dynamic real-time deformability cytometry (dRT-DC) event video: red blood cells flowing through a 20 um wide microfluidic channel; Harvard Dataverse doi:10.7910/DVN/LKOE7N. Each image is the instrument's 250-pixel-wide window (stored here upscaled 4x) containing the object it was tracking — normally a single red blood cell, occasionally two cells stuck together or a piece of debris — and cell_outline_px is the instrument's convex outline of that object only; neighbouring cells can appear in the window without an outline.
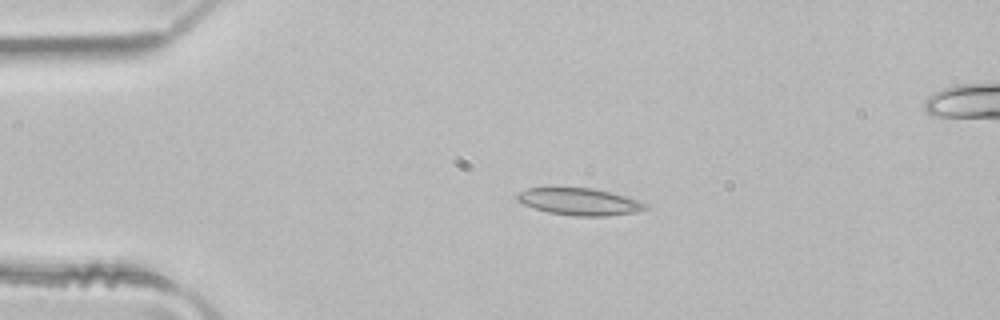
{"species": "common noctule bat (a hibernating species)", "species_latin": "Nyctalus noctula", "temperature_condition": "room temperature", "stored_images_in_passage": 4, "camera_frame_rate_fps": 3000, "um_per_image_px": 0.085, "animal": {"sex": "male", "body_mass_g": 21.5, "forearm_length_mm": 52.0}, "frame": {"image": 1, "passage_image": 3, "time_ms": 0.667, "image_size_px": [1000, 320], "cell_outline_px": [[648, 208], [636, 212], [604, 216], [576, 216], [548, 212], [524, 204], [516, 200], [516, 196], [520, 192], [528, 188], [592, 188], [624, 196], [648, 204]], "centroid_in_image_um": [49.25, 17.15], "position_along_channel_um": 35.7, "area_um2": 19.83}}